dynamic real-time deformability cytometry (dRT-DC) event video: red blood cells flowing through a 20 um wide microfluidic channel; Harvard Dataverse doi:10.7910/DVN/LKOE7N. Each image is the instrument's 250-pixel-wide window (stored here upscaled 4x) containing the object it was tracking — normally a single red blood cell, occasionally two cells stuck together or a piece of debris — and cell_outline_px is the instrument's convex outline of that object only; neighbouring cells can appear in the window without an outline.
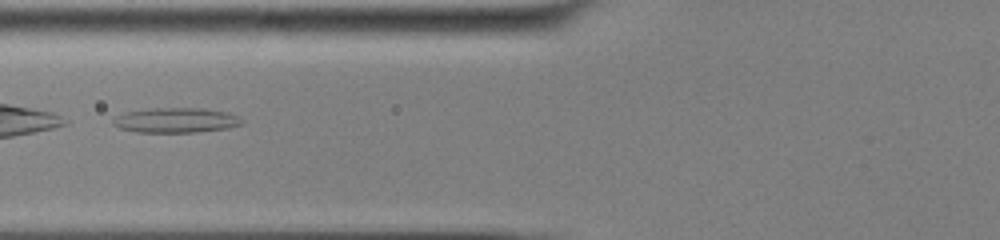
{"species": "common noctule bat (a hibernating species)", "species_latin": "Nyctalus noctula", "temperature_condition": "cold", "stored_images_in_passage": 53, "camera_frame_rate_fps": 3000, "um_per_image_px": 0.085, "animal": {"sex": "male", "body_mass_g": 13.0, "forearm_length_mm": 53.1}, "frame": {"image": 1, "passage_image": 23, "time_ms": 7.333, "image_size_px": [1000, 240], "cell_outline_px": [[244, 124], [228, 128], [196, 132], [136, 132], [120, 128], [112, 124], [112, 120], [116, 116], [124, 112], [152, 108], [200, 108], [224, 112], [236, 116], [244, 120]], "centroid_in_image_um": [14.93, 10.22], "position_along_channel_um": 110.9, "area_um2": 18.67}}